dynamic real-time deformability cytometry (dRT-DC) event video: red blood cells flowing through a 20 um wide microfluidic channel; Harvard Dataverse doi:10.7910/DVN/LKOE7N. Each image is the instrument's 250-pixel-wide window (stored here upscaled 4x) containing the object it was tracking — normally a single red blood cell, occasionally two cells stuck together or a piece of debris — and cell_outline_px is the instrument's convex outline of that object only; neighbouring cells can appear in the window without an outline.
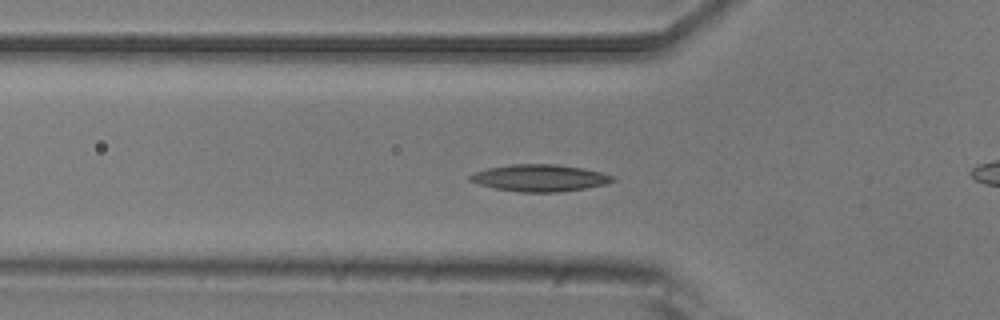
{"species": "common noctule bat (a hibernating species)", "species_latin": "Nyctalus noctula", "temperature_condition": "room temperature", "stored_images_in_passage": 53, "camera_frame_rate_fps": 3000, "um_per_image_px": 0.085, "animal": {"sex": "male", "body_mass_g": 20.5, "forearm_length_mm": 52.5}, "frame": {"image": 1, "passage_image": 17, "time_ms": 5.333, "image_size_px": [1000, 320], "cell_outline_px": [[616, 180], [604, 184], [584, 188], [560, 192], [520, 192], [496, 188], [480, 184], [468, 180], [468, 176], [472, 172], [488, 168], [512, 164], [556, 164], [584, 168], [600, 172], [612, 176]], "centroid_in_image_um": [45.84, 15.12], "position_along_channel_um": 80.0, "area_um2": 22.25}}
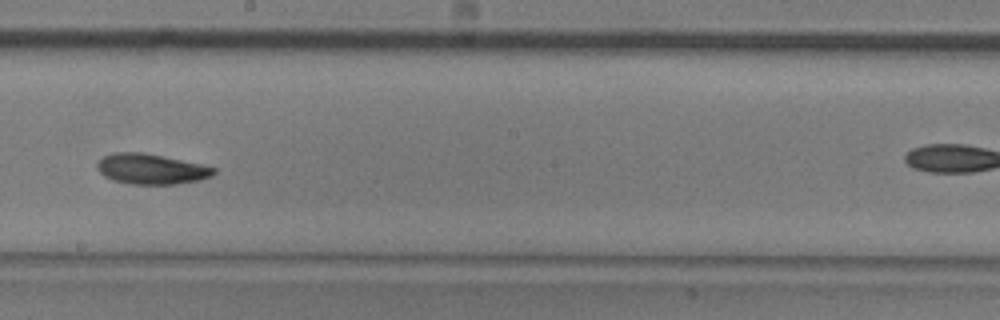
{"frame": {"image": 2, "passage_image": 29, "time_ms": 9.333, "image_size_px": [1000, 320], "cell_outline_px": [[216, 172], [212, 176], [200, 180], [176, 184], [132, 184], [112, 180], [104, 176], [96, 168], [96, 164], [104, 156], [116, 152], [144, 152], [200, 164], [216, 168]], "centroid_in_image_um": [12.84, 14.37], "position_along_channel_um": 235.4, "area_um2": 20.58}}
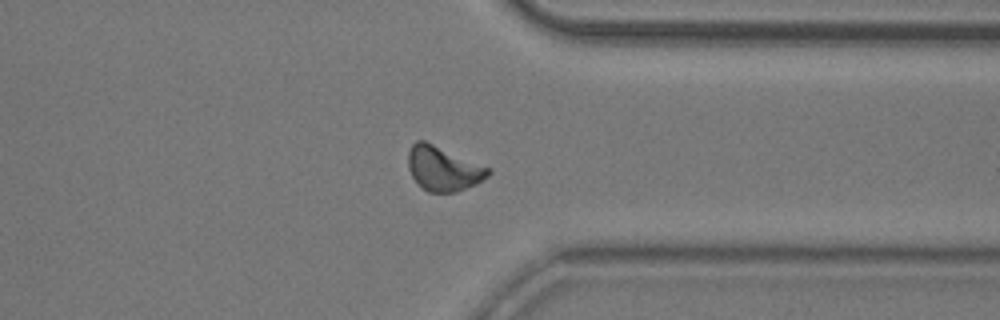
{"frame": {"image": 3, "passage_image": 40, "time_ms": 13.0, "image_size_px": [1000, 320], "cell_outline_px": [[492, 172], [488, 176], [476, 184], [456, 192], [428, 192], [412, 176], [408, 168], [408, 152], [412, 144], [416, 140], [424, 140], [492, 168]], "centroid_in_image_um": [37.7, 14.31], "position_along_channel_um": 373.7, "area_um2": 20.75}, "authors_computed_cell_mechanics": {"area_um2": 20.3456, "velocity_mm_per_s": 3.8648, "shape_relaxation_time_tau1_ms": 5.1479, "shape_relaxation_time_tau2_ms": 9.1605, "deformation_change_tau1": 0.1412, "deformation_change_tau2": 0.1781}}